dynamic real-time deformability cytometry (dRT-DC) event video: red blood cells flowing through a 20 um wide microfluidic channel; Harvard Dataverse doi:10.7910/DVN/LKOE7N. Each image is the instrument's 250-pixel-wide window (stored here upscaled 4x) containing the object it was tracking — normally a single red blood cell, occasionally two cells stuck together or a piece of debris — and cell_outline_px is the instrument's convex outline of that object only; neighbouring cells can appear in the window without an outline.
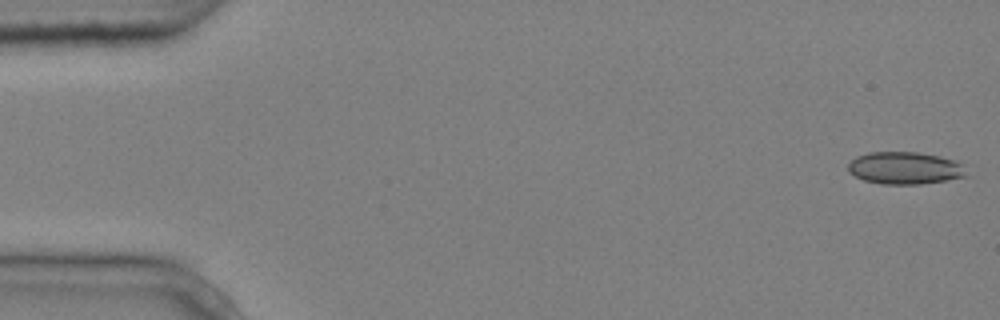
{"species": "common noctule bat (a hibernating species)", "species_latin": "Nyctalus noctula", "temperature_condition": "cold", "stored_images_in_passage": 5, "camera_frame_rate_fps": 3000, "um_per_image_px": 0.085, "animal": {"sex": "male", "body_mass_g": 20.4}, "frame": {"image": 1, "passage_image": 1, "time_ms": 0.0, "image_size_px": [1000, 320], "cell_outline_px": [[968, 176], [920, 184], [880, 184], [864, 180], [848, 172], [848, 164], [856, 156], [868, 152], [916, 152], [940, 156], [956, 160], [960, 164]], "centroid_in_image_um": [76.88, 14.28], "position_along_channel_um": 8.1, "area_um2": 22.2}}
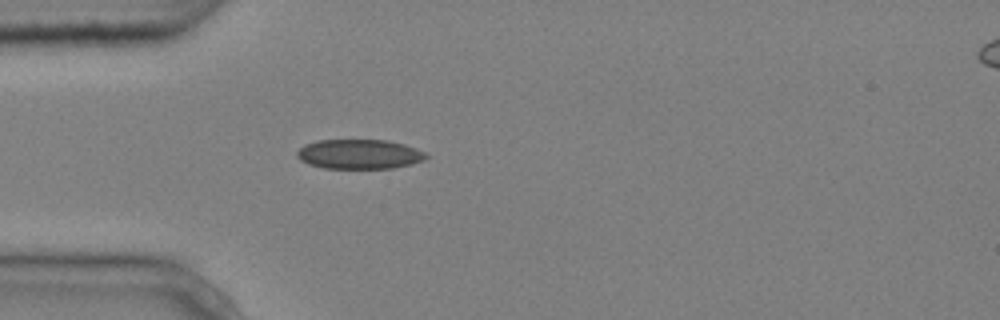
{"frame": {"image": 2, "passage_image": 5, "time_ms": 1.333, "image_size_px": [1000, 320], "cell_outline_px": [[428, 156], [424, 160], [412, 164], [392, 168], [324, 168], [308, 164], [300, 160], [296, 156], [296, 152], [304, 144], [316, 140], [388, 140], [404, 144], [416, 148], [424, 152]], "centroid_in_image_um": [30.52, 13.1], "position_along_channel_um": 54.5, "area_um2": 22.37}}